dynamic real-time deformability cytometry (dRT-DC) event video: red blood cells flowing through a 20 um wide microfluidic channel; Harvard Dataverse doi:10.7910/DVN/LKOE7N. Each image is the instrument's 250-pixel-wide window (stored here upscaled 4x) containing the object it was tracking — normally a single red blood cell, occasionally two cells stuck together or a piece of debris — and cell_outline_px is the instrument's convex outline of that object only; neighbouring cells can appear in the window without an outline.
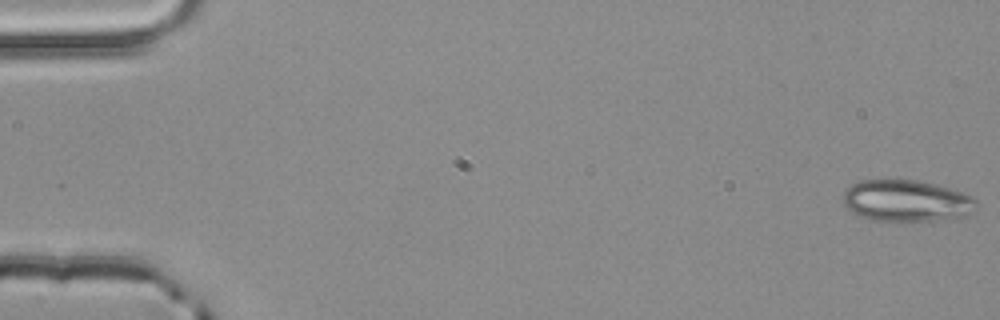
{"species": "common noctule bat (a hibernating species)", "species_latin": "Nyctalus noctula", "temperature_condition": "room temperature", "stored_images_in_passage": 54, "camera_frame_rate_fps": 3000, "um_per_image_px": 0.085, "animal": {"sex": "male", "body_mass_g": 20.4}, "frame": {"image": 1, "passage_image": 1, "time_ms": 0.0, "image_size_px": [1000, 320], "cell_outline_px": [[980, 204], [972, 212], [964, 216], [936, 220], [900, 224], [872, 220], [852, 212], [844, 204], [844, 192], [852, 184], [860, 180], [916, 180], [936, 184], [964, 192], [972, 196]], "centroid_in_image_um": [77.09, 17.1], "position_along_channel_um": 7.9, "area_um2": 33.06}}
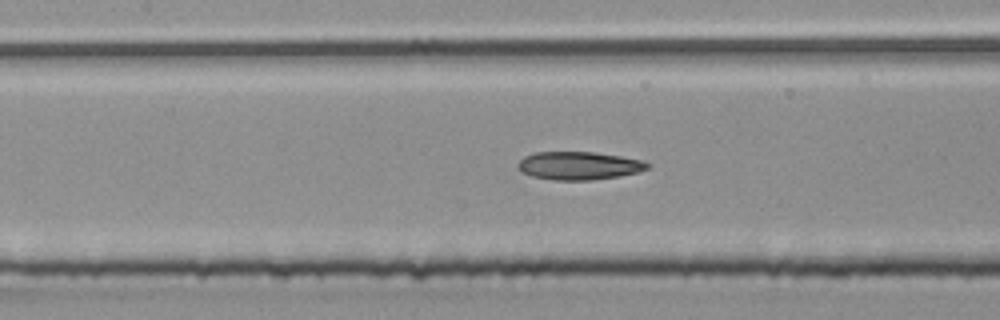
{"frame": {"image": 2, "passage_image": 25, "time_ms": 8.0, "image_size_px": [1000, 320], "cell_outline_px": [[652, 164], [648, 168], [640, 172], [620, 176], [592, 180], [552, 180], [532, 176], [520, 172], [516, 164], [524, 156], [536, 152], [592, 152], [620, 156], [644, 160]], "centroid_in_image_um": [49.22, 14.09], "position_along_channel_um": 158.2, "area_um2": 21.44}}
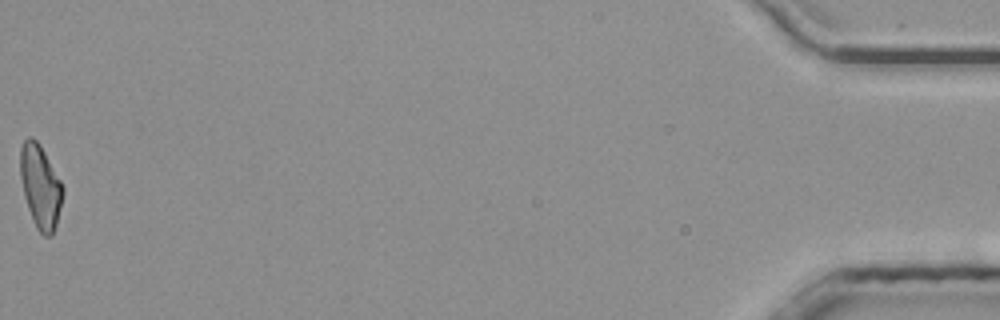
{"frame": {"image": 3, "passage_image": 54, "time_ms": 17.667, "image_size_px": [1000, 320], "cell_outline_px": [[64, 192], [56, 224], [52, 236], [44, 236], [36, 228], [28, 208], [24, 196], [20, 176], [20, 148], [24, 140], [28, 136], [36, 140], [40, 144], [60, 180], [64, 188]], "centroid_in_image_um": [3.43, 15.85], "position_along_channel_um": 431.8, "area_um2": 20.58}, "authors_computed_cell_mechanics": {"area_um2": 21.2704, "velocity_mm_per_s": 3.9254, "shape_relaxation_time_tau1_ms": 9.3525, "shape_relaxation_time_tau2_ms": 2.6148, "deformation_change_tau1": 0.2366, "deformation_change_tau2": 0.1187}}